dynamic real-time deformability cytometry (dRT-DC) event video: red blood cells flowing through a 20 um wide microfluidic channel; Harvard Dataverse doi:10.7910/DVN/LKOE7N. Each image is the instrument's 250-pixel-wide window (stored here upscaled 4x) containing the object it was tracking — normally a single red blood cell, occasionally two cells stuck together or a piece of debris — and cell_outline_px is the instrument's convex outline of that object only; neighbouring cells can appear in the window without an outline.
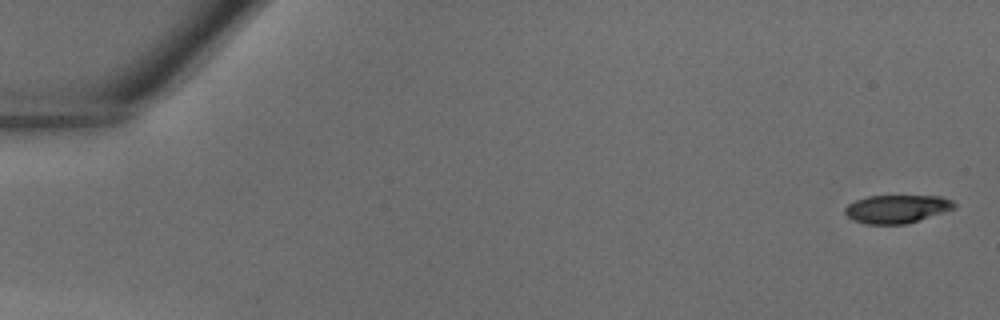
{"species": "common noctule bat (a hibernating species)", "species_latin": "Nyctalus noctula", "temperature_condition": "warm", "stored_images_in_passage": 11, "camera_frame_rate_fps": 3000, "um_per_image_px": 0.085, "animal": {"sex": "male", "body_mass_g": 18.8}, "frame": {"image": 1, "passage_image": 1, "time_ms": 0.0, "image_size_px": [1000, 320], "cell_outline_px": [[956, 208], [908, 224], [864, 224], [852, 220], [844, 212], [844, 208], [848, 204], [856, 200], [868, 196], [940, 196], [952, 200], [956, 204]], "centroid_in_image_um": [76.23, 17.77], "position_along_channel_um": 8.8, "area_um2": 18.09}}
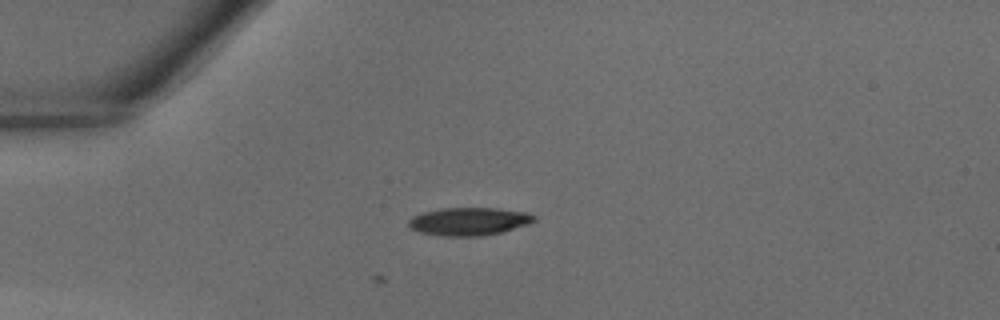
{"frame": {"image": 2, "passage_image": 11, "time_ms": 3.333, "image_size_px": [1000, 320], "cell_outline_px": [[536, 220], [528, 224], [504, 232], [480, 236], [444, 236], [420, 232], [412, 228], [408, 224], [408, 220], [412, 216], [420, 212], [440, 208], [496, 208], [528, 212], [536, 216]], "centroid_in_image_um": [39.88, 18.81], "position_along_channel_um": 45.1, "area_um2": 20.63}}